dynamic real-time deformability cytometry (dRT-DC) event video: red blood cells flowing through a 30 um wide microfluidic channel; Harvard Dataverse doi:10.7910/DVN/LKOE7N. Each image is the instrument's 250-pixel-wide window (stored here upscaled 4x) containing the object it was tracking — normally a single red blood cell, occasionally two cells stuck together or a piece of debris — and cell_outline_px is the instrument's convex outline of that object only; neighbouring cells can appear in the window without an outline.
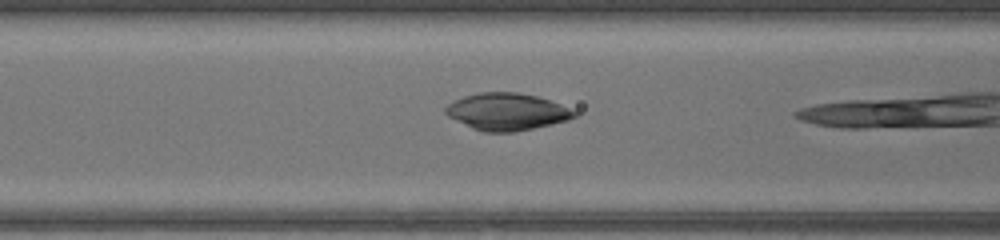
{"species": "common noctule bat (a hibernating species)", "species_latin": "Nyctalus noctula", "temperature_condition": "warm", "stored_images_in_passage": 18, "camera_frame_rate_fps": 3000, "um_per_image_px": 0.085, "animal": {"sex": "female", "body_mass_g": 17.0, "forearm_length_mm": 48.0}, "frame": {"image": 1, "passage_image": 17, "time_ms": 5.333, "image_size_px": [1000, 240], "cell_outline_px": [[580, 112], [576, 116], [568, 120], [552, 124], [512, 132], [484, 132], [472, 128], [448, 116], [444, 112], [444, 108], [448, 104], [464, 96], [480, 92], [516, 92], [536, 96], [560, 104]], "centroid_in_image_um": [43.09, 9.49], "position_along_channel_um": 123.5, "area_um2": 27.69}}